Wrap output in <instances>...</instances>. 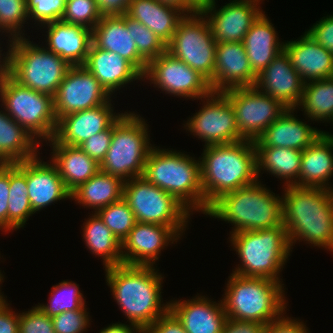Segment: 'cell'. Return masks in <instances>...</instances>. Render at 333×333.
<instances>
[{
    "mask_svg": "<svg viewBox=\"0 0 333 333\" xmlns=\"http://www.w3.org/2000/svg\"><path fill=\"white\" fill-rule=\"evenodd\" d=\"M155 266L119 264L105 268L106 283L130 324L145 331L170 309L162 298L164 276Z\"/></svg>",
    "mask_w": 333,
    "mask_h": 333,
    "instance_id": "cell-1",
    "label": "cell"
},
{
    "mask_svg": "<svg viewBox=\"0 0 333 333\" xmlns=\"http://www.w3.org/2000/svg\"><path fill=\"white\" fill-rule=\"evenodd\" d=\"M283 191V226L291 248L299 240L333 252V190L290 185Z\"/></svg>",
    "mask_w": 333,
    "mask_h": 333,
    "instance_id": "cell-2",
    "label": "cell"
},
{
    "mask_svg": "<svg viewBox=\"0 0 333 333\" xmlns=\"http://www.w3.org/2000/svg\"><path fill=\"white\" fill-rule=\"evenodd\" d=\"M201 157V158H200ZM199 157L205 215L222 195L257 182V152L254 141L204 145Z\"/></svg>",
    "mask_w": 333,
    "mask_h": 333,
    "instance_id": "cell-3",
    "label": "cell"
},
{
    "mask_svg": "<svg viewBox=\"0 0 333 333\" xmlns=\"http://www.w3.org/2000/svg\"><path fill=\"white\" fill-rule=\"evenodd\" d=\"M261 180L217 199L206 216L232 224L230 234L283 226V199Z\"/></svg>",
    "mask_w": 333,
    "mask_h": 333,
    "instance_id": "cell-4",
    "label": "cell"
},
{
    "mask_svg": "<svg viewBox=\"0 0 333 333\" xmlns=\"http://www.w3.org/2000/svg\"><path fill=\"white\" fill-rule=\"evenodd\" d=\"M142 177L174 196L192 214L195 211L205 214L199 158L196 160L184 152L153 146Z\"/></svg>",
    "mask_w": 333,
    "mask_h": 333,
    "instance_id": "cell-5",
    "label": "cell"
},
{
    "mask_svg": "<svg viewBox=\"0 0 333 333\" xmlns=\"http://www.w3.org/2000/svg\"><path fill=\"white\" fill-rule=\"evenodd\" d=\"M282 282L231 273L222 298L227 318L256 321L266 325L287 309Z\"/></svg>",
    "mask_w": 333,
    "mask_h": 333,
    "instance_id": "cell-6",
    "label": "cell"
},
{
    "mask_svg": "<svg viewBox=\"0 0 333 333\" xmlns=\"http://www.w3.org/2000/svg\"><path fill=\"white\" fill-rule=\"evenodd\" d=\"M230 243L239 257L233 273L244 277H262L281 282L292 248L284 226L230 234Z\"/></svg>",
    "mask_w": 333,
    "mask_h": 333,
    "instance_id": "cell-7",
    "label": "cell"
},
{
    "mask_svg": "<svg viewBox=\"0 0 333 333\" xmlns=\"http://www.w3.org/2000/svg\"><path fill=\"white\" fill-rule=\"evenodd\" d=\"M129 112V113H128ZM124 112L113 123V135L100 170L121 178L124 182L142 177L150 149L148 124L140 114Z\"/></svg>",
    "mask_w": 333,
    "mask_h": 333,
    "instance_id": "cell-8",
    "label": "cell"
},
{
    "mask_svg": "<svg viewBox=\"0 0 333 333\" xmlns=\"http://www.w3.org/2000/svg\"><path fill=\"white\" fill-rule=\"evenodd\" d=\"M10 49L9 75L19 84L54 98L72 65L29 38L13 39Z\"/></svg>",
    "mask_w": 333,
    "mask_h": 333,
    "instance_id": "cell-9",
    "label": "cell"
},
{
    "mask_svg": "<svg viewBox=\"0 0 333 333\" xmlns=\"http://www.w3.org/2000/svg\"><path fill=\"white\" fill-rule=\"evenodd\" d=\"M0 102L1 109L41 144L54 137L57 119L52 96L25 87L8 75L0 81Z\"/></svg>",
    "mask_w": 333,
    "mask_h": 333,
    "instance_id": "cell-10",
    "label": "cell"
},
{
    "mask_svg": "<svg viewBox=\"0 0 333 333\" xmlns=\"http://www.w3.org/2000/svg\"><path fill=\"white\" fill-rule=\"evenodd\" d=\"M123 198L137 222L171 227L180 237L188 227L192 213L174 196L146 181L143 177L125 181Z\"/></svg>",
    "mask_w": 333,
    "mask_h": 333,
    "instance_id": "cell-11",
    "label": "cell"
},
{
    "mask_svg": "<svg viewBox=\"0 0 333 333\" xmlns=\"http://www.w3.org/2000/svg\"><path fill=\"white\" fill-rule=\"evenodd\" d=\"M167 52L189 65L209 83L214 77L216 41L203 14L185 15L178 23Z\"/></svg>",
    "mask_w": 333,
    "mask_h": 333,
    "instance_id": "cell-12",
    "label": "cell"
},
{
    "mask_svg": "<svg viewBox=\"0 0 333 333\" xmlns=\"http://www.w3.org/2000/svg\"><path fill=\"white\" fill-rule=\"evenodd\" d=\"M222 93L231 101L238 131L245 140H257L287 110L255 86L231 88Z\"/></svg>",
    "mask_w": 333,
    "mask_h": 333,
    "instance_id": "cell-13",
    "label": "cell"
},
{
    "mask_svg": "<svg viewBox=\"0 0 333 333\" xmlns=\"http://www.w3.org/2000/svg\"><path fill=\"white\" fill-rule=\"evenodd\" d=\"M201 101V109L183 124L186 131L198 136L205 146L245 140L238 131L231 101L222 92H211Z\"/></svg>",
    "mask_w": 333,
    "mask_h": 333,
    "instance_id": "cell-14",
    "label": "cell"
},
{
    "mask_svg": "<svg viewBox=\"0 0 333 333\" xmlns=\"http://www.w3.org/2000/svg\"><path fill=\"white\" fill-rule=\"evenodd\" d=\"M142 78L166 94L180 98L200 100L212 92L202 75L167 51L147 63Z\"/></svg>",
    "mask_w": 333,
    "mask_h": 333,
    "instance_id": "cell-15",
    "label": "cell"
},
{
    "mask_svg": "<svg viewBox=\"0 0 333 333\" xmlns=\"http://www.w3.org/2000/svg\"><path fill=\"white\" fill-rule=\"evenodd\" d=\"M111 100L94 75L83 65L71 66L53 98L57 121L70 113L92 109Z\"/></svg>",
    "mask_w": 333,
    "mask_h": 333,
    "instance_id": "cell-16",
    "label": "cell"
},
{
    "mask_svg": "<svg viewBox=\"0 0 333 333\" xmlns=\"http://www.w3.org/2000/svg\"><path fill=\"white\" fill-rule=\"evenodd\" d=\"M260 1L232 0L218 10L215 1L202 13L209 23L215 41L242 42L252 24L263 13Z\"/></svg>",
    "mask_w": 333,
    "mask_h": 333,
    "instance_id": "cell-17",
    "label": "cell"
},
{
    "mask_svg": "<svg viewBox=\"0 0 333 333\" xmlns=\"http://www.w3.org/2000/svg\"><path fill=\"white\" fill-rule=\"evenodd\" d=\"M179 238L169 226L136 222L122 242V264L154 266L161 250L177 243Z\"/></svg>",
    "mask_w": 333,
    "mask_h": 333,
    "instance_id": "cell-18",
    "label": "cell"
},
{
    "mask_svg": "<svg viewBox=\"0 0 333 333\" xmlns=\"http://www.w3.org/2000/svg\"><path fill=\"white\" fill-rule=\"evenodd\" d=\"M112 99L98 107L73 112L57 121L54 137L46 144L79 147L88 138L108 129L123 113H114Z\"/></svg>",
    "mask_w": 333,
    "mask_h": 333,
    "instance_id": "cell-19",
    "label": "cell"
},
{
    "mask_svg": "<svg viewBox=\"0 0 333 333\" xmlns=\"http://www.w3.org/2000/svg\"><path fill=\"white\" fill-rule=\"evenodd\" d=\"M256 79L243 42H216L214 77L209 83L212 92L254 86Z\"/></svg>",
    "mask_w": 333,
    "mask_h": 333,
    "instance_id": "cell-20",
    "label": "cell"
},
{
    "mask_svg": "<svg viewBox=\"0 0 333 333\" xmlns=\"http://www.w3.org/2000/svg\"><path fill=\"white\" fill-rule=\"evenodd\" d=\"M305 82L283 50L257 76L255 87L280 101L286 108L297 107Z\"/></svg>",
    "mask_w": 333,
    "mask_h": 333,
    "instance_id": "cell-21",
    "label": "cell"
},
{
    "mask_svg": "<svg viewBox=\"0 0 333 333\" xmlns=\"http://www.w3.org/2000/svg\"><path fill=\"white\" fill-rule=\"evenodd\" d=\"M91 38L95 47L119 54L142 75L145 73L148 62L137 51L132 36V18L127 15L102 17L91 30Z\"/></svg>",
    "mask_w": 333,
    "mask_h": 333,
    "instance_id": "cell-22",
    "label": "cell"
},
{
    "mask_svg": "<svg viewBox=\"0 0 333 333\" xmlns=\"http://www.w3.org/2000/svg\"><path fill=\"white\" fill-rule=\"evenodd\" d=\"M49 163L38 155L26 160L28 198L34 214L46 206L71 198L56 166L51 161Z\"/></svg>",
    "mask_w": 333,
    "mask_h": 333,
    "instance_id": "cell-23",
    "label": "cell"
},
{
    "mask_svg": "<svg viewBox=\"0 0 333 333\" xmlns=\"http://www.w3.org/2000/svg\"><path fill=\"white\" fill-rule=\"evenodd\" d=\"M197 294L192 299L169 301L170 310L187 333H221L227 319L222 300L216 303Z\"/></svg>",
    "mask_w": 333,
    "mask_h": 333,
    "instance_id": "cell-24",
    "label": "cell"
},
{
    "mask_svg": "<svg viewBox=\"0 0 333 333\" xmlns=\"http://www.w3.org/2000/svg\"><path fill=\"white\" fill-rule=\"evenodd\" d=\"M283 50L305 83L333 77V54L306 32L294 41H285Z\"/></svg>",
    "mask_w": 333,
    "mask_h": 333,
    "instance_id": "cell-25",
    "label": "cell"
},
{
    "mask_svg": "<svg viewBox=\"0 0 333 333\" xmlns=\"http://www.w3.org/2000/svg\"><path fill=\"white\" fill-rule=\"evenodd\" d=\"M83 66L111 96L135 80L143 81L142 74L125 58L115 52L99 49L92 43Z\"/></svg>",
    "mask_w": 333,
    "mask_h": 333,
    "instance_id": "cell-26",
    "label": "cell"
},
{
    "mask_svg": "<svg viewBox=\"0 0 333 333\" xmlns=\"http://www.w3.org/2000/svg\"><path fill=\"white\" fill-rule=\"evenodd\" d=\"M296 109L287 110L254 141L255 146L291 148L303 151L310 146L322 133L295 115ZM296 116V117H295Z\"/></svg>",
    "mask_w": 333,
    "mask_h": 333,
    "instance_id": "cell-27",
    "label": "cell"
},
{
    "mask_svg": "<svg viewBox=\"0 0 333 333\" xmlns=\"http://www.w3.org/2000/svg\"><path fill=\"white\" fill-rule=\"evenodd\" d=\"M47 35L44 47L65 59L70 65H84L92 43L91 30L79 25L55 21L40 26Z\"/></svg>",
    "mask_w": 333,
    "mask_h": 333,
    "instance_id": "cell-28",
    "label": "cell"
},
{
    "mask_svg": "<svg viewBox=\"0 0 333 333\" xmlns=\"http://www.w3.org/2000/svg\"><path fill=\"white\" fill-rule=\"evenodd\" d=\"M332 176L333 137L331 132H324L302 151L299 178L295 185L333 190L329 181Z\"/></svg>",
    "mask_w": 333,
    "mask_h": 333,
    "instance_id": "cell-29",
    "label": "cell"
},
{
    "mask_svg": "<svg viewBox=\"0 0 333 333\" xmlns=\"http://www.w3.org/2000/svg\"><path fill=\"white\" fill-rule=\"evenodd\" d=\"M264 13L252 24L242 41L256 76L284 49V42H280L274 25Z\"/></svg>",
    "mask_w": 333,
    "mask_h": 333,
    "instance_id": "cell-30",
    "label": "cell"
},
{
    "mask_svg": "<svg viewBox=\"0 0 333 333\" xmlns=\"http://www.w3.org/2000/svg\"><path fill=\"white\" fill-rule=\"evenodd\" d=\"M49 146L52 148L50 161L56 166L70 193L100 170V164L79 147L62 144Z\"/></svg>",
    "mask_w": 333,
    "mask_h": 333,
    "instance_id": "cell-31",
    "label": "cell"
},
{
    "mask_svg": "<svg viewBox=\"0 0 333 333\" xmlns=\"http://www.w3.org/2000/svg\"><path fill=\"white\" fill-rule=\"evenodd\" d=\"M126 15L141 22L166 45L171 41L179 21L185 16L180 10L157 0H131Z\"/></svg>",
    "mask_w": 333,
    "mask_h": 333,
    "instance_id": "cell-32",
    "label": "cell"
},
{
    "mask_svg": "<svg viewBox=\"0 0 333 333\" xmlns=\"http://www.w3.org/2000/svg\"><path fill=\"white\" fill-rule=\"evenodd\" d=\"M40 142L24 127L0 110V164L22 162L40 155Z\"/></svg>",
    "mask_w": 333,
    "mask_h": 333,
    "instance_id": "cell-33",
    "label": "cell"
},
{
    "mask_svg": "<svg viewBox=\"0 0 333 333\" xmlns=\"http://www.w3.org/2000/svg\"><path fill=\"white\" fill-rule=\"evenodd\" d=\"M124 181L114 175L99 170L87 182L70 193L72 200L77 201L96 213L99 209L120 200L123 197Z\"/></svg>",
    "mask_w": 333,
    "mask_h": 333,
    "instance_id": "cell-34",
    "label": "cell"
},
{
    "mask_svg": "<svg viewBox=\"0 0 333 333\" xmlns=\"http://www.w3.org/2000/svg\"><path fill=\"white\" fill-rule=\"evenodd\" d=\"M255 147L258 178L261 175V171H266L281 181L285 179L282 187L295 185L298 182L302 151L281 147Z\"/></svg>",
    "mask_w": 333,
    "mask_h": 333,
    "instance_id": "cell-35",
    "label": "cell"
},
{
    "mask_svg": "<svg viewBox=\"0 0 333 333\" xmlns=\"http://www.w3.org/2000/svg\"><path fill=\"white\" fill-rule=\"evenodd\" d=\"M83 223V239L87 249L103 260V267L122 264V243L113 235L97 213L92 212Z\"/></svg>",
    "mask_w": 333,
    "mask_h": 333,
    "instance_id": "cell-36",
    "label": "cell"
},
{
    "mask_svg": "<svg viewBox=\"0 0 333 333\" xmlns=\"http://www.w3.org/2000/svg\"><path fill=\"white\" fill-rule=\"evenodd\" d=\"M298 108L304 111L308 121L333 124V77L306 82L295 109L298 110Z\"/></svg>",
    "mask_w": 333,
    "mask_h": 333,
    "instance_id": "cell-37",
    "label": "cell"
},
{
    "mask_svg": "<svg viewBox=\"0 0 333 333\" xmlns=\"http://www.w3.org/2000/svg\"><path fill=\"white\" fill-rule=\"evenodd\" d=\"M34 214L26 182V160L10 164L8 232L24 227Z\"/></svg>",
    "mask_w": 333,
    "mask_h": 333,
    "instance_id": "cell-38",
    "label": "cell"
},
{
    "mask_svg": "<svg viewBox=\"0 0 333 333\" xmlns=\"http://www.w3.org/2000/svg\"><path fill=\"white\" fill-rule=\"evenodd\" d=\"M49 304L36 305L50 318L56 315L69 311L81 309L86 301L83 294L79 290V284L73 281L63 280L55 286H52V291L49 293Z\"/></svg>",
    "mask_w": 333,
    "mask_h": 333,
    "instance_id": "cell-39",
    "label": "cell"
},
{
    "mask_svg": "<svg viewBox=\"0 0 333 333\" xmlns=\"http://www.w3.org/2000/svg\"><path fill=\"white\" fill-rule=\"evenodd\" d=\"M96 213L121 243L137 222L133 211L123 197L99 209Z\"/></svg>",
    "mask_w": 333,
    "mask_h": 333,
    "instance_id": "cell-40",
    "label": "cell"
},
{
    "mask_svg": "<svg viewBox=\"0 0 333 333\" xmlns=\"http://www.w3.org/2000/svg\"><path fill=\"white\" fill-rule=\"evenodd\" d=\"M28 20L26 0H0V27L8 34V38L25 37L27 34L21 29Z\"/></svg>",
    "mask_w": 333,
    "mask_h": 333,
    "instance_id": "cell-41",
    "label": "cell"
},
{
    "mask_svg": "<svg viewBox=\"0 0 333 333\" xmlns=\"http://www.w3.org/2000/svg\"><path fill=\"white\" fill-rule=\"evenodd\" d=\"M101 19L95 0H66L61 21L92 30Z\"/></svg>",
    "mask_w": 333,
    "mask_h": 333,
    "instance_id": "cell-42",
    "label": "cell"
},
{
    "mask_svg": "<svg viewBox=\"0 0 333 333\" xmlns=\"http://www.w3.org/2000/svg\"><path fill=\"white\" fill-rule=\"evenodd\" d=\"M132 36L138 53L147 61L167 51V45L141 22L132 19Z\"/></svg>",
    "mask_w": 333,
    "mask_h": 333,
    "instance_id": "cell-43",
    "label": "cell"
},
{
    "mask_svg": "<svg viewBox=\"0 0 333 333\" xmlns=\"http://www.w3.org/2000/svg\"><path fill=\"white\" fill-rule=\"evenodd\" d=\"M66 0H26L29 18L36 25H44L50 22L61 21L65 10Z\"/></svg>",
    "mask_w": 333,
    "mask_h": 333,
    "instance_id": "cell-44",
    "label": "cell"
},
{
    "mask_svg": "<svg viewBox=\"0 0 333 333\" xmlns=\"http://www.w3.org/2000/svg\"><path fill=\"white\" fill-rule=\"evenodd\" d=\"M84 305L78 310H69L52 317L55 333H84L90 327V313Z\"/></svg>",
    "mask_w": 333,
    "mask_h": 333,
    "instance_id": "cell-45",
    "label": "cell"
},
{
    "mask_svg": "<svg viewBox=\"0 0 333 333\" xmlns=\"http://www.w3.org/2000/svg\"><path fill=\"white\" fill-rule=\"evenodd\" d=\"M19 333H55L52 319L39 307L19 313Z\"/></svg>",
    "mask_w": 333,
    "mask_h": 333,
    "instance_id": "cell-46",
    "label": "cell"
},
{
    "mask_svg": "<svg viewBox=\"0 0 333 333\" xmlns=\"http://www.w3.org/2000/svg\"><path fill=\"white\" fill-rule=\"evenodd\" d=\"M112 135L113 124L108 129L88 138L79 148L100 164L110 147Z\"/></svg>",
    "mask_w": 333,
    "mask_h": 333,
    "instance_id": "cell-47",
    "label": "cell"
},
{
    "mask_svg": "<svg viewBox=\"0 0 333 333\" xmlns=\"http://www.w3.org/2000/svg\"><path fill=\"white\" fill-rule=\"evenodd\" d=\"M305 32L316 43L333 54V14L322 17Z\"/></svg>",
    "mask_w": 333,
    "mask_h": 333,
    "instance_id": "cell-48",
    "label": "cell"
},
{
    "mask_svg": "<svg viewBox=\"0 0 333 333\" xmlns=\"http://www.w3.org/2000/svg\"><path fill=\"white\" fill-rule=\"evenodd\" d=\"M10 164H0V230L8 233Z\"/></svg>",
    "mask_w": 333,
    "mask_h": 333,
    "instance_id": "cell-49",
    "label": "cell"
},
{
    "mask_svg": "<svg viewBox=\"0 0 333 333\" xmlns=\"http://www.w3.org/2000/svg\"><path fill=\"white\" fill-rule=\"evenodd\" d=\"M284 314L286 313L267 323L264 333H310L302 320L293 319V317H287Z\"/></svg>",
    "mask_w": 333,
    "mask_h": 333,
    "instance_id": "cell-50",
    "label": "cell"
},
{
    "mask_svg": "<svg viewBox=\"0 0 333 333\" xmlns=\"http://www.w3.org/2000/svg\"><path fill=\"white\" fill-rule=\"evenodd\" d=\"M147 333H187L176 315L169 309L146 330Z\"/></svg>",
    "mask_w": 333,
    "mask_h": 333,
    "instance_id": "cell-51",
    "label": "cell"
},
{
    "mask_svg": "<svg viewBox=\"0 0 333 333\" xmlns=\"http://www.w3.org/2000/svg\"><path fill=\"white\" fill-rule=\"evenodd\" d=\"M265 325L256 321L227 318L221 333H264Z\"/></svg>",
    "mask_w": 333,
    "mask_h": 333,
    "instance_id": "cell-52",
    "label": "cell"
},
{
    "mask_svg": "<svg viewBox=\"0 0 333 333\" xmlns=\"http://www.w3.org/2000/svg\"><path fill=\"white\" fill-rule=\"evenodd\" d=\"M130 2L131 0H95L102 17L126 15Z\"/></svg>",
    "mask_w": 333,
    "mask_h": 333,
    "instance_id": "cell-53",
    "label": "cell"
},
{
    "mask_svg": "<svg viewBox=\"0 0 333 333\" xmlns=\"http://www.w3.org/2000/svg\"><path fill=\"white\" fill-rule=\"evenodd\" d=\"M0 333H19V313L8 303L0 308Z\"/></svg>",
    "mask_w": 333,
    "mask_h": 333,
    "instance_id": "cell-54",
    "label": "cell"
},
{
    "mask_svg": "<svg viewBox=\"0 0 333 333\" xmlns=\"http://www.w3.org/2000/svg\"><path fill=\"white\" fill-rule=\"evenodd\" d=\"M143 330L133 324H126L122 322L112 323L107 327L100 330L99 333H142Z\"/></svg>",
    "mask_w": 333,
    "mask_h": 333,
    "instance_id": "cell-55",
    "label": "cell"
},
{
    "mask_svg": "<svg viewBox=\"0 0 333 333\" xmlns=\"http://www.w3.org/2000/svg\"><path fill=\"white\" fill-rule=\"evenodd\" d=\"M8 41L9 42H7L8 43L7 48H9V49H7V52H4L2 54L1 52L3 51V49H1V47H0V49H1L0 50V81L10 74V53H11L10 48H11L13 39H10V40L8 39Z\"/></svg>",
    "mask_w": 333,
    "mask_h": 333,
    "instance_id": "cell-56",
    "label": "cell"
},
{
    "mask_svg": "<svg viewBox=\"0 0 333 333\" xmlns=\"http://www.w3.org/2000/svg\"><path fill=\"white\" fill-rule=\"evenodd\" d=\"M163 5H168L180 10L184 14V0H157Z\"/></svg>",
    "mask_w": 333,
    "mask_h": 333,
    "instance_id": "cell-57",
    "label": "cell"
},
{
    "mask_svg": "<svg viewBox=\"0 0 333 333\" xmlns=\"http://www.w3.org/2000/svg\"><path fill=\"white\" fill-rule=\"evenodd\" d=\"M4 277L3 276L1 279H0V284H2V282H4ZM1 287V286H0ZM1 289V288H0ZM4 293H1V290H0V308H2L8 301L7 299L5 298V296L3 295Z\"/></svg>",
    "mask_w": 333,
    "mask_h": 333,
    "instance_id": "cell-58",
    "label": "cell"
},
{
    "mask_svg": "<svg viewBox=\"0 0 333 333\" xmlns=\"http://www.w3.org/2000/svg\"><path fill=\"white\" fill-rule=\"evenodd\" d=\"M1 257V256H0ZM4 275L1 273V270H0V279L3 277Z\"/></svg>",
    "mask_w": 333,
    "mask_h": 333,
    "instance_id": "cell-59",
    "label": "cell"
},
{
    "mask_svg": "<svg viewBox=\"0 0 333 333\" xmlns=\"http://www.w3.org/2000/svg\"><path fill=\"white\" fill-rule=\"evenodd\" d=\"M2 31V32H1ZM0 32L3 34L5 31L0 27Z\"/></svg>",
    "mask_w": 333,
    "mask_h": 333,
    "instance_id": "cell-60",
    "label": "cell"
}]
</instances>
